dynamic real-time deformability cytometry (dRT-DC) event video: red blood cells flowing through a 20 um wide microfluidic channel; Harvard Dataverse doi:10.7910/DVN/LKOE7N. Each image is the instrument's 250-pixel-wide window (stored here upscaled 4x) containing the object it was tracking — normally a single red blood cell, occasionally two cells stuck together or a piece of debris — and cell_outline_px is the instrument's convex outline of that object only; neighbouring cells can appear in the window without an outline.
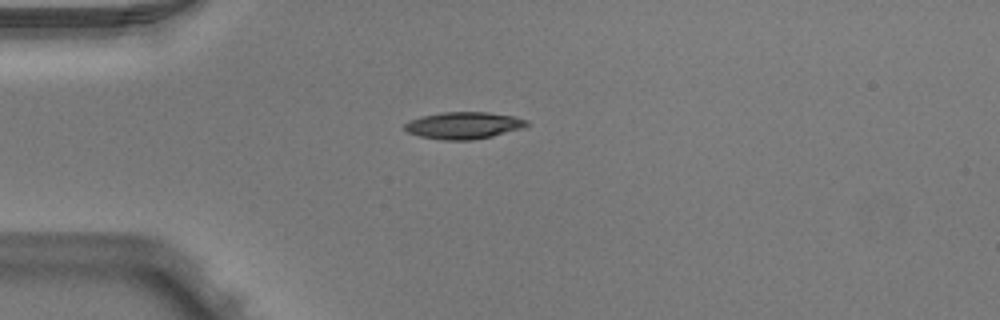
{"species": "Egyptian fruit bat (a non-hibernating species)", "species_latin": "Rousettus aegyptiacus", "temperature_condition": "warm", "stored_images_in_passage": 38, "camera_frame_rate_fps": 3000, "um_per_image_px": 0.085, "animal": {"sex": "male"}, "frame": {"image": 1, "passage_image": 1, "time_ms": 0.0, "image_size_px": [1000, 320], "cell_outline_px": [[532, 124], [528, 128], [492, 136], [472, 140], [444, 140], [420, 136], [408, 132], [404, 128], [404, 124], [412, 120], [424, 116], [444, 112], [488, 112], [512, 116], [528, 120]], "centroid_in_image_um": [39.52, 10.66], "position_along_channel_um": 45.5, "area_um2": 19.25}}
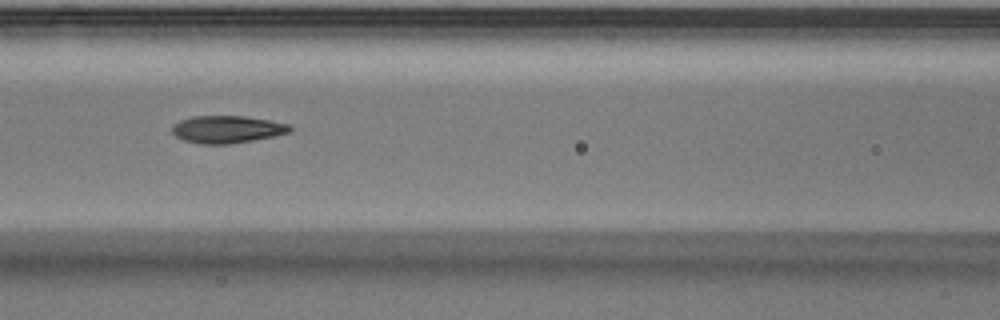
{"frame": {"image": 2, "passage_image": 10, "time_ms": 3.0, "image_size_px": [1000, 320], "cell_outline_px": [[292, 128], [288, 132], [272, 136], [252, 140], [228, 144], [200, 144], [184, 140], [176, 136], [172, 132], [172, 124], [180, 120], [192, 116], [244, 116], [292, 124]], "centroid_in_image_um": [19.27, 10.98], "position_along_channel_um": 147.3, "area_um2": 18.73}}
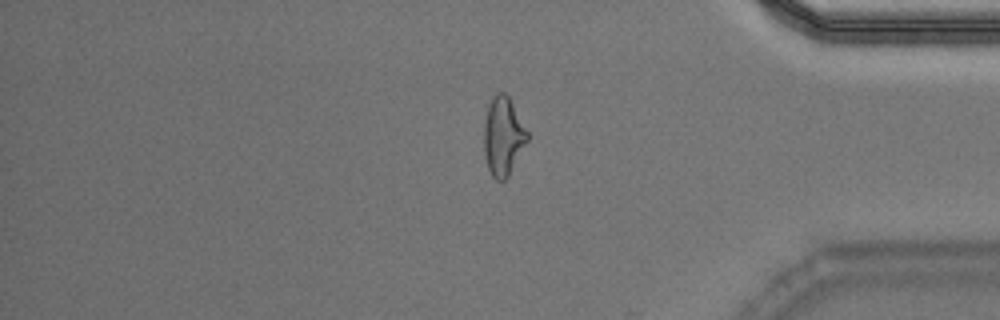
{"frame": {"image": 3, "passage_image": 30, "time_ms": 9.667, "image_size_px": [1000, 320], "cell_outline_px": [[528, 140], [508, 176], [504, 180], [496, 180], [492, 176], [488, 168], [484, 156], [484, 120], [488, 104], [492, 96], [496, 92], [504, 92], [508, 96], [528, 132]], "centroid_in_image_um": [42.74, 11.57], "position_along_channel_um": 392.5, "area_um2": 19.83}, "authors_computed_cell_mechanics": {"area_um2": 19.1896, "velocity_mm_per_s": 4.0045, "shape_relaxation_time_tau1_ms": 6.2559, "shape_relaxation_time_tau2_ms": 1.8097, "deformation_change_tau1": 0.1943, "deformation_change_tau2": 0.0998}}